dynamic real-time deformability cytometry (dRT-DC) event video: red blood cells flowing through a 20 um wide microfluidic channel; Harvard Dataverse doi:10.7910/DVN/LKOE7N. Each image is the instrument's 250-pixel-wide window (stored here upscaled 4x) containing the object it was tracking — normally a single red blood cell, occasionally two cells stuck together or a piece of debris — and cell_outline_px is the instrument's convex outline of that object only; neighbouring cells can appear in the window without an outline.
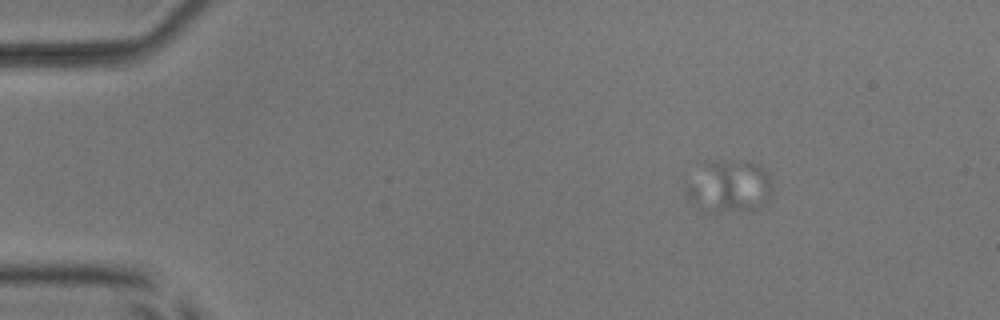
{"species": "common noctule bat (a hibernating species)", "species_latin": "Nyctalus noctula", "temperature_condition": "room temperature", "stored_images_in_passage": 6, "camera_frame_rate_fps": 3000, "um_per_image_px": 0.085, "animal": {"sex": "male", "body_mass_g": 17.9, "forearm_length_mm": 54.2}, "frame": {"image": 1, "passage_image": 6, "time_ms": 1.667, "image_size_px": [1000, 320], "cell_outline_px": [[772, 188], [768, 200], [756, 208], [744, 212], [700, 212], [696, 208], [688, 196], [688, 184], [696, 160], [748, 160], [760, 164], [768, 172]], "centroid_in_image_um": [61.93, 15.79], "position_along_channel_um": 23.1, "area_um2": 27.63}}